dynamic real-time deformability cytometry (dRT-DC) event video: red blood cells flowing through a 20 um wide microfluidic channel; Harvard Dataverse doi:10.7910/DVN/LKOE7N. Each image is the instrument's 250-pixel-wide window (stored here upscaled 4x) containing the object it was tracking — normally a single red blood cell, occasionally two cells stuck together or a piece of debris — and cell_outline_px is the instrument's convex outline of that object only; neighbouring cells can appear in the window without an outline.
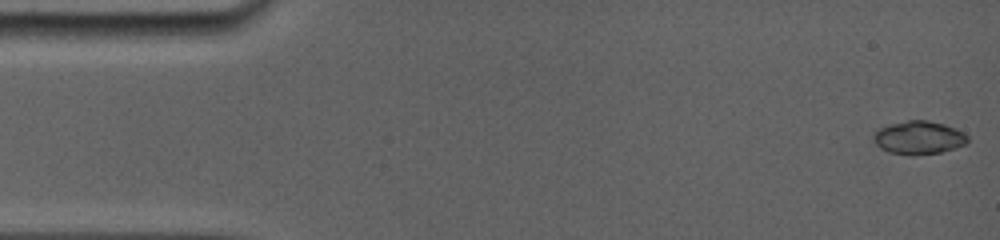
{"species": "common noctule bat (a hibernating species)", "species_latin": "Nyctalus noctula", "temperature_condition": "room temperature", "stored_images_in_passage": 64, "camera_frame_rate_fps": 5000, "um_per_image_px": 0.085, "animal": {"sex": "female", "body_mass_g": 19.0, "forearm_length_mm": 56.7}, "frame": {"image": 1, "passage_image": 1, "time_ms": 0.0, "image_size_px": [1000, 240], "cell_outline_px": [[968, 144], [956, 148], [940, 152], [912, 156], [888, 152], [880, 148], [872, 140], [872, 132], [888, 124], [908, 120], [928, 120], [944, 124], [964, 132], [968, 136]], "centroid_in_image_um": [78.07, 11.7], "position_along_channel_um": 6.9, "area_um2": 18.61}}
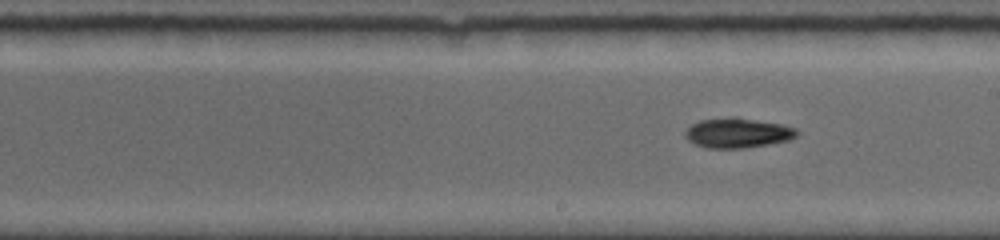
{"frame": {"image": 2, "passage_image": 35, "time_ms": 8.8, "image_size_px": [1000, 240], "cell_outline_px": [[800, 132], [796, 136], [788, 140], [768, 144], [744, 148], [708, 148], [696, 144], [688, 140], [684, 136], [684, 132], [692, 124], [700, 120], [732, 116], [780, 124], [796, 128]], "centroid_in_image_um": [62.68, 11.29], "position_along_channel_um": 226.3, "area_um2": 19.36}}
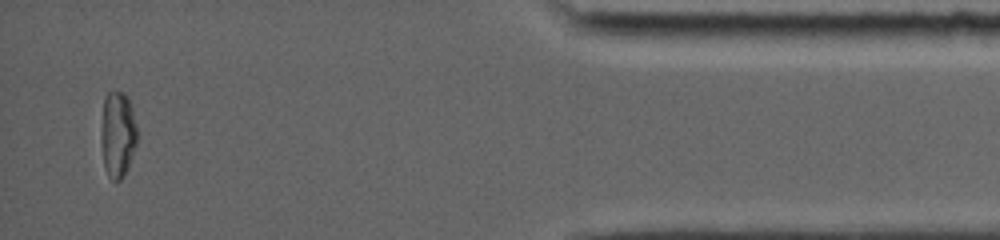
{"frame": {"image": 3, "passage_image": 61, "time_ms": 15.2, "image_size_px": [1000, 240], "cell_outline_px": [[136, 144], [124, 176], [120, 180], [112, 180], [108, 176], [104, 168], [100, 140], [100, 136], [104, 96], [108, 92], [124, 92], [128, 96], [132, 108], [136, 124]], "centroid_in_image_um": [9.98, 11.4], "position_along_channel_um": 425.2, "area_um2": 18.26}, "authors_computed_cell_mechanics": {"area_um2": 18.3804, "velocity_mm_per_s": 3.9058, "shape_relaxation_time_tau1_ms": 4.5879, "shape_relaxation_time_tau2_ms": null, "deformation_change_tau1": 0.1596, "deformation_change_tau2": null}}